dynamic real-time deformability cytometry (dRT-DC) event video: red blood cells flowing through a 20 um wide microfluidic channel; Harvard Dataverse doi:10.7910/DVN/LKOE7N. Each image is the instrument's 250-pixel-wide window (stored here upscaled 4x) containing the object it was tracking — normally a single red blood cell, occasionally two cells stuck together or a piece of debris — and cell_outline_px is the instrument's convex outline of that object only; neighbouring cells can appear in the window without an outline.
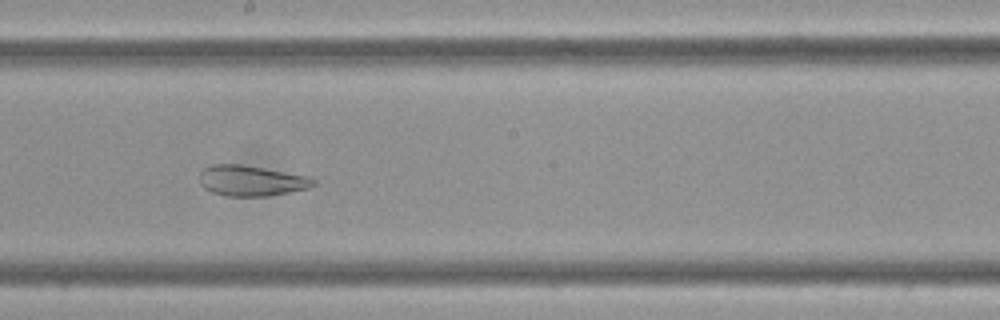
{"species": "Egyptian fruit bat (a non-hibernating species)", "species_latin": "Rousettus aegyptiacus", "temperature_condition": "cold", "stored_images_in_passage": 60, "camera_frame_rate_fps": 3000, "um_per_image_px": 0.085, "frame": {"image": 1, "passage_image": 34, "time_ms": 11.0, "image_size_px": [1000, 320], "cell_outline_px": [[316, 184], [308, 188], [268, 196], [228, 196], [212, 192], [204, 188], [200, 184], [200, 172], [208, 164], [240, 164], [312, 176], [316, 180]], "centroid_in_image_um": [21.37, 15.35], "position_along_channel_um": 226.8, "area_um2": 20.46}}
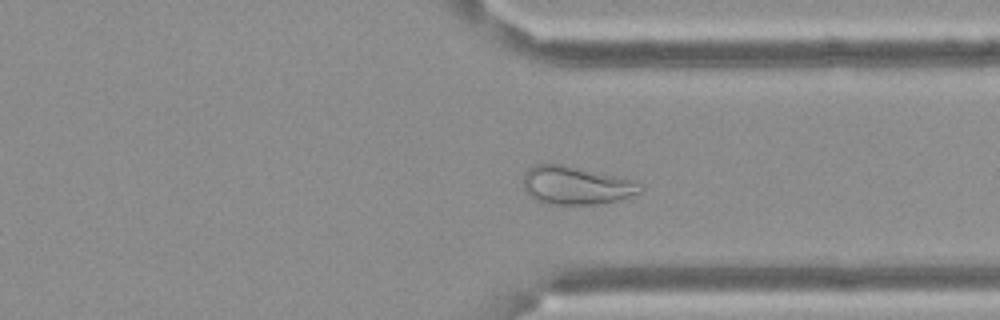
{"frame": {"image": 2, "passage_image": 46, "time_ms": 15.0, "image_size_px": [1000, 320], "cell_outline_px": [[644, 188], [640, 192], [620, 200], [596, 204], [556, 204], [532, 200], [524, 188], [524, 176], [528, 168], [536, 164], [560, 164], [616, 176], [632, 180], [640, 184]], "centroid_in_image_um": [48.95, 15.77], "position_along_channel_um": 362.5, "area_um2": 25.78}}
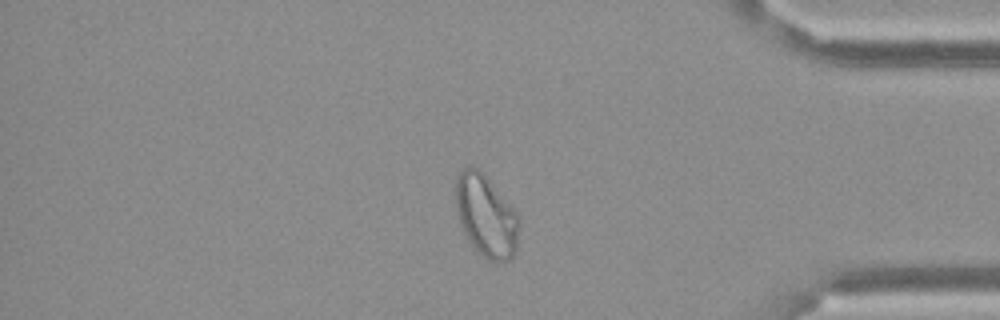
{"frame": {"image": 3, "passage_image": 51, "time_ms": 16.667, "image_size_px": [1000, 320], "cell_outline_px": [[516, 252], [508, 260], [488, 260], [464, 236], [456, 212], [456, 180], [460, 172], [464, 168], [476, 168], [488, 180], [516, 212]], "centroid_in_image_um": [41.25, 18.37], "position_along_channel_um": 393.9, "area_um2": 29.02}}